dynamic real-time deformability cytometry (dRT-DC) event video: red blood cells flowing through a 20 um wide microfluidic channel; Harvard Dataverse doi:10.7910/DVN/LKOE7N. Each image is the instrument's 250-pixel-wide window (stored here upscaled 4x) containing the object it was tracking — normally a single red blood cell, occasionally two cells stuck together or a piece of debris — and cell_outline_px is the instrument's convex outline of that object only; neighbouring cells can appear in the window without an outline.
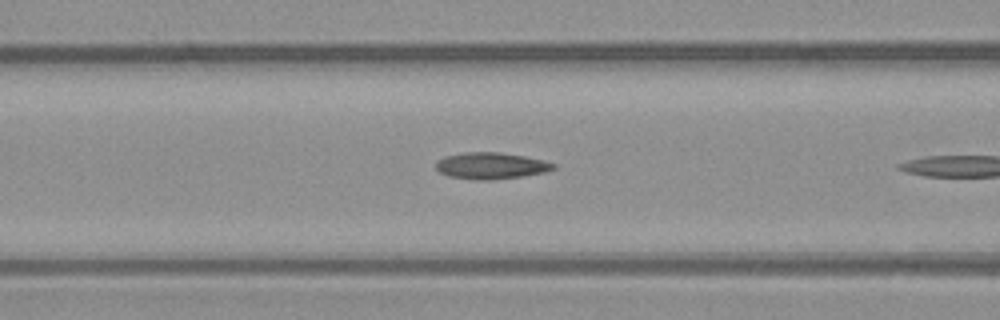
{"species": "common noctule bat (a hibernating species)", "species_latin": "Nyctalus noctula", "temperature_condition": "warm", "stored_images_in_passage": 11, "camera_frame_rate_fps": 3000, "um_per_image_px": 0.085, "animal": {"sex": "male", "body_mass_g": 23.1, "forearm_length_mm": 52.7}, "frame": {"image": 1, "passage_image": 10, "time_ms": 3.0, "image_size_px": [1000, 320], "cell_outline_px": [[556, 168], [544, 172], [524, 176], [492, 180], [476, 180], [448, 176], [440, 172], [436, 168], [436, 160], [444, 156], [464, 152], [500, 152], [524, 156], [544, 160], [556, 164]], "centroid_in_image_um": [41.72, 14.08], "position_along_channel_um": 124.9, "area_um2": 18.32}}